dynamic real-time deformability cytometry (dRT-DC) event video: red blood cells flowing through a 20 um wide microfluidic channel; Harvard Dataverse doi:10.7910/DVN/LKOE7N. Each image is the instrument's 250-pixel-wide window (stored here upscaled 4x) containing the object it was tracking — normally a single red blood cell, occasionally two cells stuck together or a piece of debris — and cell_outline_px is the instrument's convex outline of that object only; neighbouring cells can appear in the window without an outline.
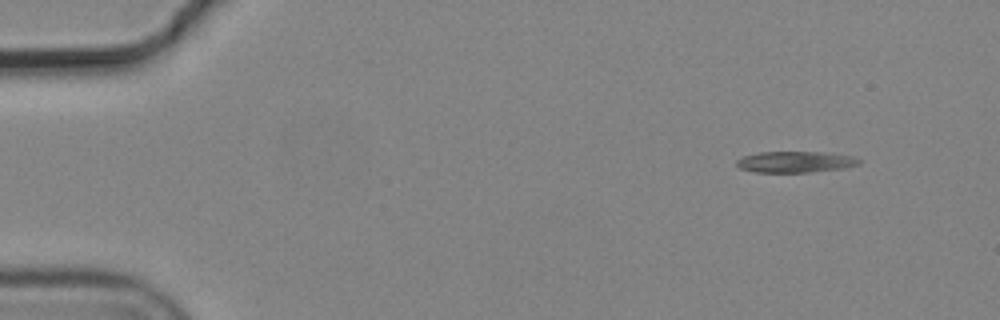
{"species": "common noctule bat (a hibernating species)", "species_latin": "Nyctalus noctula", "temperature_condition": "cold", "stored_images_in_passage": 4, "camera_frame_rate_fps": 3000, "um_per_image_px": 0.085, "animal": {"sex": "male", "body_mass_g": 19.2, "forearm_length_mm": 51.8}, "frame": {"image": 1, "passage_image": 1, "time_ms": 0.0, "image_size_px": [1000, 320], "cell_outline_px": [[860, 164], [844, 168], [808, 172], [752, 172], [740, 168], [736, 164], [736, 160], [744, 156], [760, 152], [820, 152], [852, 156], [860, 160]], "centroid_in_image_um": [67.58, 13.76], "position_along_channel_um": 17.4, "area_um2": 14.97}}
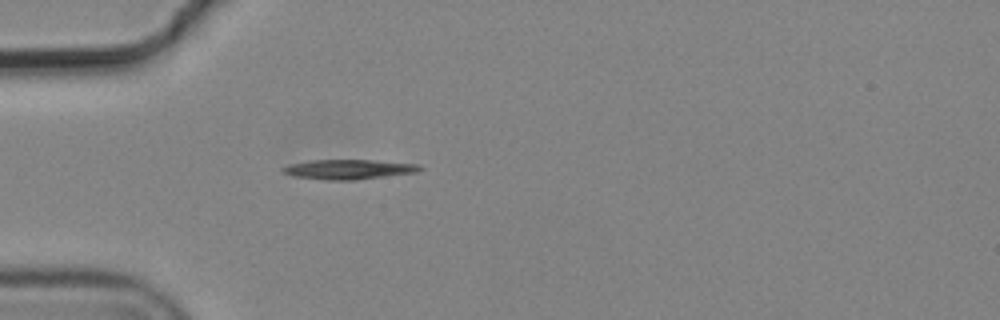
{"frame": {"image": 2, "passage_image": 4, "time_ms": 1.0, "image_size_px": [1000, 320], "cell_outline_px": [[424, 168], [416, 172], [356, 180], [328, 180], [292, 176], [284, 172], [280, 168], [288, 164], [312, 160], [372, 160], [420, 164]], "centroid_in_image_um": [29.63, 14.39], "position_along_channel_um": 55.4, "area_um2": 15.78}}